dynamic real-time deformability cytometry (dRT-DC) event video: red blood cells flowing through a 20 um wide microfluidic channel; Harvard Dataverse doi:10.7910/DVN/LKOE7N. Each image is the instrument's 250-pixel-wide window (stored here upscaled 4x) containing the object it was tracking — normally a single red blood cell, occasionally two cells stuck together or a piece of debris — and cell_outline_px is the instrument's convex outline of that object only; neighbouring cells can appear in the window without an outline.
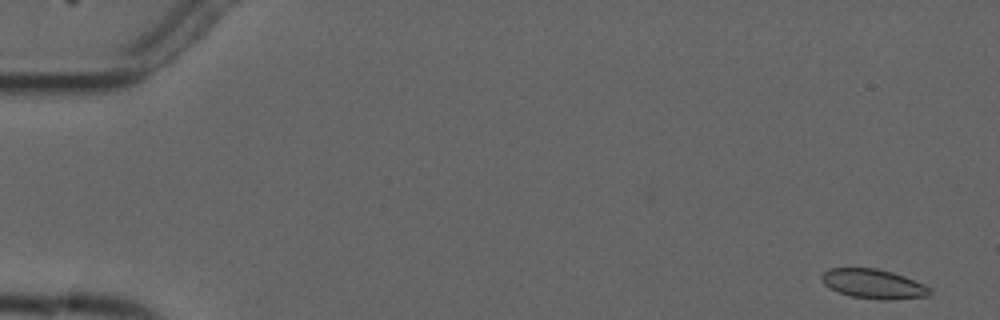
{"species": "common noctule bat (a hibernating species)", "species_latin": "Nyctalus noctula", "temperature_condition": "cold", "stored_images_in_passage": 3, "camera_frame_rate_fps": 3000, "um_per_image_px": 0.085, "animal": {"sex": "male", "forearm_length_mm": 52.5}, "frame": {"image": 1, "passage_image": 1, "time_ms": 0.0, "image_size_px": [1000, 320], "cell_outline_px": [[932, 296], [888, 300], [880, 300], [852, 296], [840, 292], [824, 284], [820, 280], [820, 276], [828, 268], [876, 268], [892, 272], [904, 276], [924, 284], [932, 288]], "centroid_in_image_um": [74.29, 24.13], "position_along_channel_um": 10.7, "area_um2": 18.67}}